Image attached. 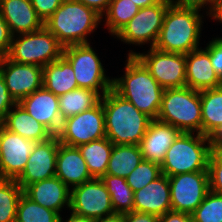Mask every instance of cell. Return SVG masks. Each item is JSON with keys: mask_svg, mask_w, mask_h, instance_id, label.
Returning a JSON list of instances; mask_svg holds the SVG:
<instances>
[{"mask_svg": "<svg viewBox=\"0 0 222 222\" xmlns=\"http://www.w3.org/2000/svg\"><path fill=\"white\" fill-rule=\"evenodd\" d=\"M106 138L114 145H139L153 120L111 88L101 97Z\"/></svg>", "mask_w": 222, "mask_h": 222, "instance_id": "obj_1", "label": "cell"}, {"mask_svg": "<svg viewBox=\"0 0 222 222\" xmlns=\"http://www.w3.org/2000/svg\"><path fill=\"white\" fill-rule=\"evenodd\" d=\"M124 74L113 78V89L139 111L157 119L164 89L135 55H128Z\"/></svg>", "mask_w": 222, "mask_h": 222, "instance_id": "obj_2", "label": "cell"}, {"mask_svg": "<svg viewBox=\"0 0 222 222\" xmlns=\"http://www.w3.org/2000/svg\"><path fill=\"white\" fill-rule=\"evenodd\" d=\"M199 13L195 9L169 5L154 48L184 55L198 49L204 17Z\"/></svg>", "mask_w": 222, "mask_h": 222, "instance_id": "obj_3", "label": "cell"}, {"mask_svg": "<svg viewBox=\"0 0 222 222\" xmlns=\"http://www.w3.org/2000/svg\"><path fill=\"white\" fill-rule=\"evenodd\" d=\"M101 21L102 17L98 13L81 2L64 0L44 22V26L63 47H67L89 43L87 35H91Z\"/></svg>", "mask_w": 222, "mask_h": 222, "instance_id": "obj_4", "label": "cell"}, {"mask_svg": "<svg viewBox=\"0 0 222 222\" xmlns=\"http://www.w3.org/2000/svg\"><path fill=\"white\" fill-rule=\"evenodd\" d=\"M211 152L210 137L182 132L168 148L160 165L161 173L170 177L187 172L208 171Z\"/></svg>", "mask_w": 222, "mask_h": 222, "instance_id": "obj_5", "label": "cell"}, {"mask_svg": "<svg viewBox=\"0 0 222 222\" xmlns=\"http://www.w3.org/2000/svg\"><path fill=\"white\" fill-rule=\"evenodd\" d=\"M157 120L181 132L202 134L200 91L190 87L165 89Z\"/></svg>", "mask_w": 222, "mask_h": 222, "instance_id": "obj_6", "label": "cell"}, {"mask_svg": "<svg viewBox=\"0 0 222 222\" xmlns=\"http://www.w3.org/2000/svg\"><path fill=\"white\" fill-rule=\"evenodd\" d=\"M63 49L58 39L44 26L35 32L14 35L6 56L17 63L44 67L60 58Z\"/></svg>", "mask_w": 222, "mask_h": 222, "instance_id": "obj_7", "label": "cell"}, {"mask_svg": "<svg viewBox=\"0 0 222 222\" xmlns=\"http://www.w3.org/2000/svg\"><path fill=\"white\" fill-rule=\"evenodd\" d=\"M63 56L73 67L78 88L92 89L101 97L113 88V78L106 76L104 66L90 43L64 47Z\"/></svg>", "mask_w": 222, "mask_h": 222, "instance_id": "obj_8", "label": "cell"}, {"mask_svg": "<svg viewBox=\"0 0 222 222\" xmlns=\"http://www.w3.org/2000/svg\"><path fill=\"white\" fill-rule=\"evenodd\" d=\"M56 136L61 144L71 147L106 137L102 102L100 101L92 109L62 120Z\"/></svg>", "mask_w": 222, "mask_h": 222, "instance_id": "obj_9", "label": "cell"}, {"mask_svg": "<svg viewBox=\"0 0 222 222\" xmlns=\"http://www.w3.org/2000/svg\"><path fill=\"white\" fill-rule=\"evenodd\" d=\"M149 49L147 54L130 50L127 55H135L164 90L186 87V55Z\"/></svg>", "mask_w": 222, "mask_h": 222, "instance_id": "obj_10", "label": "cell"}, {"mask_svg": "<svg viewBox=\"0 0 222 222\" xmlns=\"http://www.w3.org/2000/svg\"><path fill=\"white\" fill-rule=\"evenodd\" d=\"M169 5L167 0H160L153 6L140 8L137 14L115 36L130 45L141 46L149 43L150 48L154 47Z\"/></svg>", "mask_w": 222, "mask_h": 222, "instance_id": "obj_11", "label": "cell"}, {"mask_svg": "<svg viewBox=\"0 0 222 222\" xmlns=\"http://www.w3.org/2000/svg\"><path fill=\"white\" fill-rule=\"evenodd\" d=\"M172 211L192 214L209 188L208 171L187 172L168 177Z\"/></svg>", "mask_w": 222, "mask_h": 222, "instance_id": "obj_12", "label": "cell"}, {"mask_svg": "<svg viewBox=\"0 0 222 222\" xmlns=\"http://www.w3.org/2000/svg\"><path fill=\"white\" fill-rule=\"evenodd\" d=\"M69 210L92 219L115 214L111 196L100 178H93L71 189Z\"/></svg>", "mask_w": 222, "mask_h": 222, "instance_id": "obj_13", "label": "cell"}, {"mask_svg": "<svg viewBox=\"0 0 222 222\" xmlns=\"http://www.w3.org/2000/svg\"><path fill=\"white\" fill-rule=\"evenodd\" d=\"M37 142L10 132L0 124L1 179H17L24 171Z\"/></svg>", "mask_w": 222, "mask_h": 222, "instance_id": "obj_14", "label": "cell"}, {"mask_svg": "<svg viewBox=\"0 0 222 222\" xmlns=\"http://www.w3.org/2000/svg\"><path fill=\"white\" fill-rule=\"evenodd\" d=\"M0 73L17 103L43 86L41 66L17 63L5 56L0 57Z\"/></svg>", "mask_w": 222, "mask_h": 222, "instance_id": "obj_15", "label": "cell"}, {"mask_svg": "<svg viewBox=\"0 0 222 222\" xmlns=\"http://www.w3.org/2000/svg\"><path fill=\"white\" fill-rule=\"evenodd\" d=\"M59 140L56 135L44 142H37L22 174L16 179L24 189L31 183L56 175V160Z\"/></svg>", "mask_w": 222, "mask_h": 222, "instance_id": "obj_16", "label": "cell"}, {"mask_svg": "<svg viewBox=\"0 0 222 222\" xmlns=\"http://www.w3.org/2000/svg\"><path fill=\"white\" fill-rule=\"evenodd\" d=\"M19 104L54 135L59 132L62 118L59 111V98L53 92L42 86L24 97Z\"/></svg>", "mask_w": 222, "mask_h": 222, "instance_id": "obj_17", "label": "cell"}, {"mask_svg": "<svg viewBox=\"0 0 222 222\" xmlns=\"http://www.w3.org/2000/svg\"><path fill=\"white\" fill-rule=\"evenodd\" d=\"M133 211L153 214L159 218L172 211L168 176L161 174L142 189L135 191Z\"/></svg>", "mask_w": 222, "mask_h": 222, "instance_id": "obj_18", "label": "cell"}, {"mask_svg": "<svg viewBox=\"0 0 222 222\" xmlns=\"http://www.w3.org/2000/svg\"><path fill=\"white\" fill-rule=\"evenodd\" d=\"M181 133L176 127L153 119L139 144L143 159L161 165L168 148Z\"/></svg>", "mask_w": 222, "mask_h": 222, "instance_id": "obj_19", "label": "cell"}, {"mask_svg": "<svg viewBox=\"0 0 222 222\" xmlns=\"http://www.w3.org/2000/svg\"><path fill=\"white\" fill-rule=\"evenodd\" d=\"M0 12L13 36L35 32L44 27L31 0H1Z\"/></svg>", "mask_w": 222, "mask_h": 222, "instance_id": "obj_20", "label": "cell"}, {"mask_svg": "<svg viewBox=\"0 0 222 222\" xmlns=\"http://www.w3.org/2000/svg\"><path fill=\"white\" fill-rule=\"evenodd\" d=\"M23 193L35 203L59 214L64 206L70 209L71 189L56 176L31 183Z\"/></svg>", "mask_w": 222, "mask_h": 222, "instance_id": "obj_21", "label": "cell"}, {"mask_svg": "<svg viewBox=\"0 0 222 222\" xmlns=\"http://www.w3.org/2000/svg\"><path fill=\"white\" fill-rule=\"evenodd\" d=\"M186 87L202 91L222 86L214 71L209 51L201 47L186 54Z\"/></svg>", "mask_w": 222, "mask_h": 222, "instance_id": "obj_22", "label": "cell"}, {"mask_svg": "<svg viewBox=\"0 0 222 222\" xmlns=\"http://www.w3.org/2000/svg\"><path fill=\"white\" fill-rule=\"evenodd\" d=\"M55 176L70 189L93 179L79 148L61 143L58 145Z\"/></svg>", "mask_w": 222, "mask_h": 222, "instance_id": "obj_23", "label": "cell"}, {"mask_svg": "<svg viewBox=\"0 0 222 222\" xmlns=\"http://www.w3.org/2000/svg\"><path fill=\"white\" fill-rule=\"evenodd\" d=\"M0 124L10 132L35 142H44L54 136L47 127L35 120L19 103L11 108Z\"/></svg>", "mask_w": 222, "mask_h": 222, "instance_id": "obj_24", "label": "cell"}, {"mask_svg": "<svg viewBox=\"0 0 222 222\" xmlns=\"http://www.w3.org/2000/svg\"><path fill=\"white\" fill-rule=\"evenodd\" d=\"M43 87L58 97L78 88L73 67L63 55L43 67Z\"/></svg>", "mask_w": 222, "mask_h": 222, "instance_id": "obj_25", "label": "cell"}, {"mask_svg": "<svg viewBox=\"0 0 222 222\" xmlns=\"http://www.w3.org/2000/svg\"><path fill=\"white\" fill-rule=\"evenodd\" d=\"M202 135L211 137L222 126V86L200 91Z\"/></svg>", "mask_w": 222, "mask_h": 222, "instance_id": "obj_26", "label": "cell"}, {"mask_svg": "<svg viewBox=\"0 0 222 222\" xmlns=\"http://www.w3.org/2000/svg\"><path fill=\"white\" fill-rule=\"evenodd\" d=\"M113 145L108 138L104 137L78 146L93 178H101L106 174Z\"/></svg>", "mask_w": 222, "mask_h": 222, "instance_id": "obj_27", "label": "cell"}, {"mask_svg": "<svg viewBox=\"0 0 222 222\" xmlns=\"http://www.w3.org/2000/svg\"><path fill=\"white\" fill-rule=\"evenodd\" d=\"M142 160L139 145H113L106 174L126 178Z\"/></svg>", "mask_w": 222, "mask_h": 222, "instance_id": "obj_28", "label": "cell"}, {"mask_svg": "<svg viewBox=\"0 0 222 222\" xmlns=\"http://www.w3.org/2000/svg\"><path fill=\"white\" fill-rule=\"evenodd\" d=\"M58 98L62 120L92 109L101 100V96L96 91L87 88H77Z\"/></svg>", "mask_w": 222, "mask_h": 222, "instance_id": "obj_29", "label": "cell"}, {"mask_svg": "<svg viewBox=\"0 0 222 222\" xmlns=\"http://www.w3.org/2000/svg\"><path fill=\"white\" fill-rule=\"evenodd\" d=\"M100 179L111 196L114 212L117 214L132 212L134 191L127 184L126 178L105 174Z\"/></svg>", "mask_w": 222, "mask_h": 222, "instance_id": "obj_30", "label": "cell"}, {"mask_svg": "<svg viewBox=\"0 0 222 222\" xmlns=\"http://www.w3.org/2000/svg\"><path fill=\"white\" fill-rule=\"evenodd\" d=\"M140 10L131 0H111L105 15V26L116 35Z\"/></svg>", "mask_w": 222, "mask_h": 222, "instance_id": "obj_31", "label": "cell"}, {"mask_svg": "<svg viewBox=\"0 0 222 222\" xmlns=\"http://www.w3.org/2000/svg\"><path fill=\"white\" fill-rule=\"evenodd\" d=\"M22 193L15 179H0V222H15Z\"/></svg>", "mask_w": 222, "mask_h": 222, "instance_id": "obj_32", "label": "cell"}, {"mask_svg": "<svg viewBox=\"0 0 222 222\" xmlns=\"http://www.w3.org/2000/svg\"><path fill=\"white\" fill-rule=\"evenodd\" d=\"M61 214L47 209L22 193L16 212L15 222H59Z\"/></svg>", "mask_w": 222, "mask_h": 222, "instance_id": "obj_33", "label": "cell"}, {"mask_svg": "<svg viewBox=\"0 0 222 222\" xmlns=\"http://www.w3.org/2000/svg\"><path fill=\"white\" fill-rule=\"evenodd\" d=\"M191 215L193 222H222V195L209 191Z\"/></svg>", "mask_w": 222, "mask_h": 222, "instance_id": "obj_34", "label": "cell"}, {"mask_svg": "<svg viewBox=\"0 0 222 222\" xmlns=\"http://www.w3.org/2000/svg\"><path fill=\"white\" fill-rule=\"evenodd\" d=\"M161 174L160 164L143 159L141 163L126 177V182L135 192L148 185Z\"/></svg>", "mask_w": 222, "mask_h": 222, "instance_id": "obj_35", "label": "cell"}, {"mask_svg": "<svg viewBox=\"0 0 222 222\" xmlns=\"http://www.w3.org/2000/svg\"><path fill=\"white\" fill-rule=\"evenodd\" d=\"M210 191L222 195V151L212 150L208 163Z\"/></svg>", "mask_w": 222, "mask_h": 222, "instance_id": "obj_36", "label": "cell"}, {"mask_svg": "<svg viewBox=\"0 0 222 222\" xmlns=\"http://www.w3.org/2000/svg\"><path fill=\"white\" fill-rule=\"evenodd\" d=\"M206 49L210 53V60L214 71L222 80V37H216L209 41Z\"/></svg>", "mask_w": 222, "mask_h": 222, "instance_id": "obj_37", "label": "cell"}, {"mask_svg": "<svg viewBox=\"0 0 222 222\" xmlns=\"http://www.w3.org/2000/svg\"><path fill=\"white\" fill-rule=\"evenodd\" d=\"M64 0H31L37 15L45 22L62 4Z\"/></svg>", "mask_w": 222, "mask_h": 222, "instance_id": "obj_38", "label": "cell"}, {"mask_svg": "<svg viewBox=\"0 0 222 222\" xmlns=\"http://www.w3.org/2000/svg\"><path fill=\"white\" fill-rule=\"evenodd\" d=\"M16 104L17 102L8 91L5 80L0 73V123Z\"/></svg>", "mask_w": 222, "mask_h": 222, "instance_id": "obj_39", "label": "cell"}, {"mask_svg": "<svg viewBox=\"0 0 222 222\" xmlns=\"http://www.w3.org/2000/svg\"><path fill=\"white\" fill-rule=\"evenodd\" d=\"M167 2L174 7L195 9L198 11H201L203 8L205 9L206 6V9L208 10L206 11V14L208 16L213 0H167Z\"/></svg>", "mask_w": 222, "mask_h": 222, "instance_id": "obj_40", "label": "cell"}, {"mask_svg": "<svg viewBox=\"0 0 222 222\" xmlns=\"http://www.w3.org/2000/svg\"><path fill=\"white\" fill-rule=\"evenodd\" d=\"M13 35L0 12V57H5L11 47Z\"/></svg>", "mask_w": 222, "mask_h": 222, "instance_id": "obj_41", "label": "cell"}, {"mask_svg": "<svg viewBox=\"0 0 222 222\" xmlns=\"http://www.w3.org/2000/svg\"><path fill=\"white\" fill-rule=\"evenodd\" d=\"M122 222H160V218L153 214L132 211L122 214Z\"/></svg>", "mask_w": 222, "mask_h": 222, "instance_id": "obj_42", "label": "cell"}, {"mask_svg": "<svg viewBox=\"0 0 222 222\" xmlns=\"http://www.w3.org/2000/svg\"><path fill=\"white\" fill-rule=\"evenodd\" d=\"M76 1L81 2L85 6L93 9L96 13H98L102 17V20L111 2V0H76Z\"/></svg>", "mask_w": 222, "mask_h": 222, "instance_id": "obj_43", "label": "cell"}, {"mask_svg": "<svg viewBox=\"0 0 222 222\" xmlns=\"http://www.w3.org/2000/svg\"><path fill=\"white\" fill-rule=\"evenodd\" d=\"M160 222H193L191 214L169 211L160 217Z\"/></svg>", "mask_w": 222, "mask_h": 222, "instance_id": "obj_44", "label": "cell"}, {"mask_svg": "<svg viewBox=\"0 0 222 222\" xmlns=\"http://www.w3.org/2000/svg\"><path fill=\"white\" fill-rule=\"evenodd\" d=\"M209 17H211L213 20L222 23V0H213Z\"/></svg>", "mask_w": 222, "mask_h": 222, "instance_id": "obj_45", "label": "cell"}, {"mask_svg": "<svg viewBox=\"0 0 222 222\" xmlns=\"http://www.w3.org/2000/svg\"><path fill=\"white\" fill-rule=\"evenodd\" d=\"M212 150L222 151V126L210 137Z\"/></svg>", "mask_w": 222, "mask_h": 222, "instance_id": "obj_46", "label": "cell"}, {"mask_svg": "<svg viewBox=\"0 0 222 222\" xmlns=\"http://www.w3.org/2000/svg\"><path fill=\"white\" fill-rule=\"evenodd\" d=\"M62 219V216H60L59 222H63L64 220ZM65 222H95V219L79 216L71 212L69 219Z\"/></svg>", "mask_w": 222, "mask_h": 222, "instance_id": "obj_47", "label": "cell"}, {"mask_svg": "<svg viewBox=\"0 0 222 222\" xmlns=\"http://www.w3.org/2000/svg\"><path fill=\"white\" fill-rule=\"evenodd\" d=\"M95 222H122V214H113L111 216L95 219Z\"/></svg>", "mask_w": 222, "mask_h": 222, "instance_id": "obj_48", "label": "cell"}, {"mask_svg": "<svg viewBox=\"0 0 222 222\" xmlns=\"http://www.w3.org/2000/svg\"><path fill=\"white\" fill-rule=\"evenodd\" d=\"M140 8L149 7L157 4L160 0H131Z\"/></svg>", "mask_w": 222, "mask_h": 222, "instance_id": "obj_49", "label": "cell"}]
</instances>
